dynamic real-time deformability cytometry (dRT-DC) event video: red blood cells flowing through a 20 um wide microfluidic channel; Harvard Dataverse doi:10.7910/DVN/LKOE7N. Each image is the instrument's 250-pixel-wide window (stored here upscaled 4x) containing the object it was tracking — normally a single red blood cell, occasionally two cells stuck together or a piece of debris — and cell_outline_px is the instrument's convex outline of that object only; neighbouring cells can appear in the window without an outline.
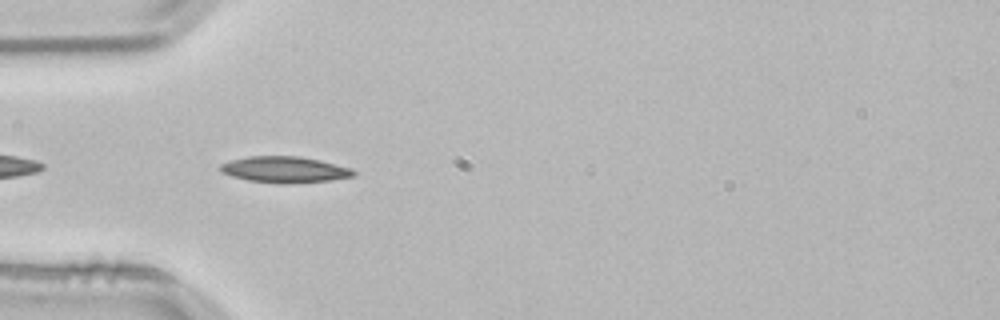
{"species": "common noctule bat (a hibernating species)", "species_latin": "Nyctalus noctula", "temperature_condition": "room temperature", "stored_images_in_passage": 7, "camera_frame_rate_fps": 3000, "um_per_image_px": 0.085, "animal": {"sex": "male", "body_mass_g": 21.5, "forearm_length_mm": 52.0}, "frame": {"image": 1, "passage_image": 3, "time_ms": 0.667, "image_size_px": [1000, 320], "cell_outline_px": [[356, 176], [328, 180], [284, 184], [248, 180], [232, 176], [220, 172], [220, 164], [232, 160], [248, 156], [300, 156], [320, 160], [352, 168], [356, 172]], "centroid_in_image_um": [24.21, 14.41], "position_along_channel_um": 60.8, "area_um2": 20.29}}